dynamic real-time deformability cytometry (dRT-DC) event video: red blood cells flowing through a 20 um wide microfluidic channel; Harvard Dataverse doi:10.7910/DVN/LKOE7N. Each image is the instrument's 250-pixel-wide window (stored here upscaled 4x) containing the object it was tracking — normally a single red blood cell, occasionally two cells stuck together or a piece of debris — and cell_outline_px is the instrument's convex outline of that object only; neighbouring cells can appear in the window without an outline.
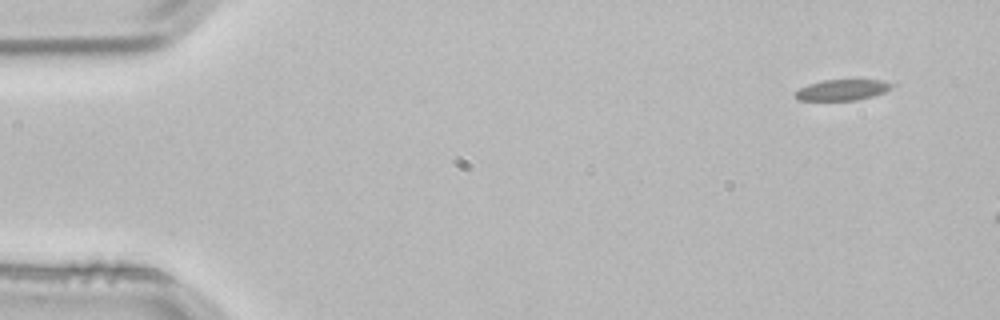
{"species": "common noctule bat (a hibernating species)", "species_latin": "Nyctalus noctula", "temperature_condition": "room temperature", "stored_images_in_passage": 3, "camera_frame_rate_fps": 3000, "um_per_image_px": 0.085, "animal": {"sex": "male", "body_mass_g": 21.5, "forearm_length_mm": 52.0}, "frame": {"image": 1, "passage_image": 1, "time_ms": 0.0, "image_size_px": [1000, 320], "cell_outline_px": [[896, 84], [884, 92], [872, 96], [856, 100], [796, 100], [796, 92], [800, 88], [808, 84], [824, 80], [880, 80]], "centroid_in_image_um": [71.6, 7.64], "position_along_channel_um": 13.4, "area_um2": 11.56}}